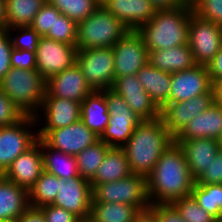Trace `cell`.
<instances>
[{
	"mask_svg": "<svg viewBox=\"0 0 222 222\" xmlns=\"http://www.w3.org/2000/svg\"><path fill=\"white\" fill-rule=\"evenodd\" d=\"M195 179L190 173L184 153L172 143L161 155L147 176V190L152 204H171L191 195Z\"/></svg>",
	"mask_w": 222,
	"mask_h": 222,
	"instance_id": "6da1fadb",
	"label": "cell"
},
{
	"mask_svg": "<svg viewBox=\"0 0 222 222\" xmlns=\"http://www.w3.org/2000/svg\"><path fill=\"white\" fill-rule=\"evenodd\" d=\"M174 143L161 117L142 120L122 147L132 174L147 177L162 153Z\"/></svg>",
	"mask_w": 222,
	"mask_h": 222,
	"instance_id": "7a4b0ae2",
	"label": "cell"
},
{
	"mask_svg": "<svg viewBox=\"0 0 222 222\" xmlns=\"http://www.w3.org/2000/svg\"><path fill=\"white\" fill-rule=\"evenodd\" d=\"M192 12L190 1L176 8L157 9L151 20L137 30L148 51L188 44Z\"/></svg>",
	"mask_w": 222,
	"mask_h": 222,
	"instance_id": "3957f363",
	"label": "cell"
},
{
	"mask_svg": "<svg viewBox=\"0 0 222 222\" xmlns=\"http://www.w3.org/2000/svg\"><path fill=\"white\" fill-rule=\"evenodd\" d=\"M0 89L24 115L41 120L38 109L46 93V80L36 69L11 67L0 81Z\"/></svg>",
	"mask_w": 222,
	"mask_h": 222,
	"instance_id": "277c9868",
	"label": "cell"
},
{
	"mask_svg": "<svg viewBox=\"0 0 222 222\" xmlns=\"http://www.w3.org/2000/svg\"><path fill=\"white\" fill-rule=\"evenodd\" d=\"M129 29L103 5L77 23V50L113 47Z\"/></svg>",
	"mask_w": 222,
	"mask_h": 222,
	"instance_id": "5b68a950",
	"label": "cell"
},
{
	"mask_svg": "<svg viewBox=\"0 0 222 222\" xmlns=\"http://www.w3.org/2000/svg\"><path fill=\"white\" fill-rule=\"evenodd\" d=\"M92 202L123 203L148 210L151 203L148 197L147 177L131 174L118 181L92 185Z\"/></svg>",
	"mask_w": 222,
	"mask_h": 222,
	"instance_id": "8992f818",
	"label": "cell"
},
{
	"mask_svg": "<svg viewBox=\"0 0 222 222\" xmlns=\"http://www.w3.org/2000/svg\"><path fill=\"white\" fill-rule=\"evenodd\" d=\"M105 101L110 117L100 140L109 147L122 148L142 119L130 109L124 98L112 88L105 89Z\"/></svg>",
	"mask_w": 222,
	"mask_h": 222,
	"instance_id": "52a82bcc",
	"label": "cell"
},
{
	"mask_svg": "<svg viewBox=\"0 0 222 222\" xmlns=\"http://www.w3.org/2000/svg\"><path fill=\"white\" fill-rule=\"evenodd\" d=\"M37 123L34 116L24 115L16 123L0 127V175L21 153L37 142L38 134L31 131Z\"/></svg>",
	"mask_w": 222,
	"mask_h": 222,
	"instance_id": "ba28073f",
	"label": "cell"
},
{
	"mask_svg": "<svg viewBox=\"0 0 222 222\" xmlns=\"http://www.w3.org/2000/svg\"><path fill=\"white\" fill-rule=\"evenodd\" d=\"M76 63L93 91L113 87L115 74L112 47L78 50Z\"/></svg>",
	"mask_w": 222,
	"mask_h": 222,
	"instance_id": "9c48e42d",
	"label": "cell"
},
{
	"mask_svg": "<svg viewBox=\"0 0 222 222\" xmlns=\"http://www.w3.org/2000/svg\"><path fill=\"white\" fill-rule=\"evenodd\" d=\"M188 44L195 63L207 66L222 47V26L202 19L192 12Z\"/></svg>",
	"mask_w": 222,
	"mask_h": 222,
	"instance_id": "30bf717a",
	"label": "cell"
},
{
	"mask_svg": "<svg viewBox=\"0 0 222 222\" xmlns=\"http://www.w3.org/2000/svg\"><path fill=\"white\" fill-rule=\"evenodd\" d=\"M37 134L49 147L73 156L100 140L81 119L63 128L37 130Z\"/></svg>",
	"mask_w": 222,
	"mask_h": 222,
	"instance_id": "8fae6325",
	"label": "cell"
},
{
	"mask_svg": "<svg viewBox=\"0 0 222 222\" xmlns=\"http://www.w3.org/2000/svg\"><path fill=\"white\" fill-rule=\"evenodd\" d=\"M77 47L41 36L36 52V70L47 81L76 63Z\"/></svg>",
	"mask_w": 222,
	"mask_h": 222,
	"instance_id": "7c38bea8",
	"label": "cell"
},
{
	"mask_svg": "<svg viewBox=\"0 0 222 222\" xmlns=\"http://www.w3.org/2000/svg\"><path fill=\"white\" fill-rule=\"evenodd\" d=\"M114 55L115 80L118 77L136 74L149 61V51L141 35L129 30L112 47Z\"/></svg>",
	"mask_w": 222,
	"mask_h": 222,
	"instance_id": "4fadbf2b",
	"label": "cell"
},
{
	"mask_svg": "<svg viewBox=\"0 0 222 222\" xmlns=\"http://www.w3.org/2000/svg\"><path fill=\"white\" fill-rule=\"evenodd\" d=\"M214 88L207 66L196 64L192 68L171 73L169 102L187 101Z\"/></svg>",
	"mask_w": 222,
	"mask_h": 222,
	"instance_id": "5bb4252c",
	"label": "cell"
},
{
	"mask_svg": "<svg viewBox=\"0 0 222 222\" xmlns=\"http://www.w3.org/2000/svg\"><path fill=\"white\" fill-rule=\"evenodd\" d=\"M53 205L64 208L79 219L90 217L92 186L80 175L70 179L59 178V190Z\"/></svg>",
	"mask_w": 222,
	"mask_h": 222,
	"instance_id": "9a60e30c",
	"label": "cell"
},
{
	"mask_svg": "<svg viewBox=\"0 0 222 222\" xmlns=\"http://www.w3.org/2000/svg\"><path fill=\"white\" fill-rule=\"evenodd\" d=\"M216 101L215 88L206 94L182 102H169L160 110L169 133L175 137L196 115L208 109Z\"/></svg>",
	"mask_w": 222,
	"mask_h": 222,
	"instance_id": "2e32d148",
	"label": "cell"
},
{
	"mask_svg": "<svg viewBox=\"0 0 222 222\" xmlns=\"http://www.w3.org/2000/svg\"><path fill=\"white\" fill-rule=\"evenodd\" d=\"M112 89L124 98L130 109L142 120L160 117V109L144 90L136 74L118 77Z\"/></svg>",
	"mask_w": 222,
	"mask_h": 222,
	"instance_id": "e0dca14e",
	"label": "cell"
},
{
	"mask_svg": "<svg viewBox=\"0 0 222 222\" xmlns=\"http://www.w3.org/2000/svg\"><path fill=\"white\" fill-rule=\"evenodd\" d=\"M44 171L41 138L24 153H21L5 171L3 176L29 190Z\"/></svg>",
	"mask_w": 222,
	"mask_h": 222,
	"instance_id": "ac0fdd59",
	"label": "cell"
},
{
	"mask_svg": "<svg viewBox=\"0 0 222 222\" xmlns=\"http://www.w3.org/2000/svg\"><path fill=\"white\" fill-rule=\"evenodd\" d=\"M46 92L53 97L82 102L93 92L77 63L46 81Z\"/></svg>",
	"mask_w": 222,
	"mask_h": 222,
	"instance_id": "d6986e66",
	"label": "cell"
},
{
	"mask_svg": "<svg viewBox=\"0 0 222 222\" xmlns=\"http://www.w3.org/2000/svg\"><path fill=\"white\" fill-rule=\"evenodd\" d=\"M101 5L134 31L149 22L157 10L150 0H101Z\"/></svg>",
	"mask_w": 222,
	"mask_h": 222,
	"instance_id": "ffe728a7",
	"label": "cell"
},
{
	"mask_svg": "<svg viewBox=\"0 0 222 222\" xmlns=\"http://www.w3.org/2000/svg\"><path fill=\"white\" fill-rule=\"evenodd\" d=\"M222 134V105L215 101L208 109L196 115L174 137V140L211 138L219 140Z\"/></svg>",
	"mask_w": 222,
	"mask_h": 222,
	"instance_id": "44dd1931",
	"label": "cell"
},
{
	"mask_svg": "<svg viewBox=\"0 0 222 222\" xmlns=\"http://www.w3.org/2000/svg\"><path fill=\"white\" fill-rule=\"evenodd\" d=\"M81 103L70 99L57 98L45 93L40 110L45 118V125L39 130L63 128L80 120Z\"/></svg>",
	"mask_w": 222,
	"mask_h": 222,
	"instance_id": "7402d4cb",
	"label": "cell"
},
{
	"mask_svg": "<svg viewBox=\"0 0 222 222\" xmlns=\"http://www.w3.org/2000/svg\"><path fill=\"white\" fill-rule=\"evenodd\" d=\"M182 149L190 173L196 179L215 158L219 148L218 140L211 138H195L174 140Z\"/></svg>",
	"mask_w": 222,
	"mask_h": 222,
	"instance_id": "603a6c76",
	"label": "cell"
},
{
	"mask_svg": "<svg viewBox=\"0 0 222 222\" xmlns=\"http://www.w3.org/2000/svg\"><path fill=\"white\" fill-rule=\"evenodd\" d=\"M29 208L28 190L0 175V219L17 220Z\"/></svg>",
	"mask_w": 222,
	"mask_h": 222,
	"instance_id": "cb8c5ba5",
	"label": "cell"
},
{
	"mask_svg": "<svg viewBox=\"0 0 222 222\" xmlns=\"http://www.w3.org/2000/svg\"><path fill=\"white\" fill-rule=\"evenodd\" d=\"M136 76L160 110L169 103L171 73L155 68L148 62L136 73Z\"/></svg>",
	"mask_w": 222,
	"mask_h": 222,
	"instance_id": "d4e9b609",
	"label": "cell"
},
{
	"mask_svg": "<svg viewBox=\"0 0 222 222\" xmlns=\"http://www.w3.org/2000/svg\"><path fill=\"white\" fill-rule=\"evenodd\" d=\"M109 117L105 89L93 91L81 102L80 119L97 136L101 137L104 133Z\"/></svg>",
	"mask_w": 222,
	"mask_h": 222,
	"instance_id": "484cf974",
	"label": "cell"
},
{
	"mask_svg": "<svg viewBox=\"0 0 222 222\" xmlns=\"http://www.w3.org/2000/svg\"><path fill=\"white\" fill-rule=\"evenodd\" d=\"M149 63L162 71L174 73L196 65L189 44L149 51Z\"/></svg>",
	"mask_w": 222,
	"mask_h": 222,
	"instance_id": "4316f807",
	"label": "cell"
},
{
	"mask_svg": "<svg viewBox=\"0 0 222 222\" xmlns=\"http://www.w3.org/2000/svg\"><path fill=\"white\" fill-rule=\"evenodd\" d=\"M131 174L129 162L123 149L110 147L90 184L92 186L118 181L127 178Z\"/></svg>",
	"mask_w": 222,
	"mask_h": 222,
	"instance_id": "83f0119b",
	"label": "cell"
},
{
	"mask_svg": "<svg viewBox=\"0 0 222 222\" xmlns=\"http://www.w3.org/2000/svg\"><path fill=\"white\" fill-rule=\"evenodd\" d=\"M41 151L44 170L60 179L79 176L76 157L49 147L41 139Z\"/></svg>",
	"mask_w": 222,
	"mask_h": 222,
	"instance_id": "f1b7e54d",
	"label": "cell"
},
{
	"mask_svg": "<svg viewBox=\"0 0 222 222\" xmlns=\"http://www.w3.org/2000/svg\"><path fill=\"white\" fill-rule=\"evenodd\" d=\"M47 0H4L5 27L30 26Z\"/></svg>",
	"mask_w": 222,
	"mask_h": 222,
	"instance_id": "f546056e",
	"label": "cell"
},
{
	"mask_svg": "<svg viewBox=\"0 0 222 222\" xmlns=\"http://www.w3.org/2000/svg\"><path fill=\"white\" fill-rule=\"evenodd\" d=\"M140 212L130 204L92 202L90 217L95 222H134Z\"/></svg>",
	"mask_w": 222,
	"mask_h": 222,
	"instance_id": "4dcf8cb0",
	"label": "cell"
},
{
	"mask_svg": "<svg viewBox=\"0 0 222 222\" xmlns=\"http://www.w3.org/2000/svg\"><path fill=\"white\" fill-rule=\"evenodd\" d=\"M58 190L59 178L44 170L35 184L28 190L30 207L40 208L52 204Z\"/></svg>",
	"mask_w": 222,
	"mask_h": 222,
	"instance_id": "1f68e13d",
	"label": "cell"
},
{
	"mask_svg": "<svg viewBox=\"0 0 222 222\" xmlns=\"http://www.w3.org/2000/svg\"><path fill=\"white\" fill-rule=\"evenodd\" d=\"M109 148L105 142L99 140L77 154L75 157L79 175L90 182L102 164Z\"/></svg>",
	"mask_w": 222,
	"mask_h": 222,
	"instance_id": "d6a6232c",
	"label": "cell"
},
{
	"mask_svg": "<svg viewBox=\"0 0 222 222\" xmlns=\"http://www.w3.org/2000/svg\"><path fill=\"white\" fill-rule=\"evenodd\" d=\"M191 196L215 219L222 215V184H194Z\"/></svg>",
	"mask_w": 222,
	"mask_h": 222,
	"instance_id": "836d02e7",
	"label": "cell"
},
{
	"mask_svg": "<svg viewBox=\"0 0 222 222\" xmlns=\"http://www.w3.org/2000/svg\"><path fill=\"white\" fill-rule=\"evenodd\" d=\"M76 23L83 21L101 5V0H47Z\"/></svg>",
	"mask_w": 222,
	"mask_h": 222,
	"instance_id": "e575fe53",
	"label": "cell"
},
{
	"mask_svg": "<svg viewBox=\"0 0 222 222\" xmlns=\"http://www.w3.org/2000/svg\"><path fill=\"white\" fill-rule=\"evenodd\" d=\"M186 222H214L215 218L205 211L190 195L171 203Z\"/></svg>",
	"mask_w": 222,
	"mask_h": 222,
	"instance_id": "d590c367",
	"label": "cell"
},
{
	"mask_svg": "<svg viewBox=\"0 0 222 222\" xmlns=\"http://www.w3.org/2000/svg\"><path fill=\"white\" fill-rule=\"evenodd\" d=\"M45 37L76 46L77 23L60 13L55 17L53 29H49Z\"/></svg>",
	"mask_w": 222,
	"mask_h": 222,
	"instance_id": "8d00e7d4",
	"label": "cell"
},
{
	"mask_svg": "<svg viewBox=\"0 0 222 222\" xmlns=\"http://www.w3.org/2000/svg\"><path fill=\"white\" fill-rule=\"evenodd\" d=\"M19 30L14 37L10 35L12 41V47L18 50H27L33 53L37 52V45L41 38V35L34 30L31 26H18L13 28H7V31Z\"/></svg>",
	"mask_w": 222,
	"mask_h": 222,
	"instance_id": "74e56055",
	"label": "cell"
},
{
	"mask_svg": "<svg viewBox=\"0 0 222 222\" xmlns=\"http://www.w3.org/2000/svg\"><path fill=\"white\" fill-rule=\"evenodd\" d=\"M193 13L222 26V0H190Z\"/></svg>",
	"mask_w": 222,
	"mask_h": 222,
	"instance_id": "f35d334b",
	"label": "cell"
},
{
	"mask_svg": "<svg viewBox=\"0 0 222 222\" xmlns=\"http://www.w3.org/2000/svg\"><path fill=\"white\" fill-rule=\"evenodd\" d=\"M60 13L61 12L56 7L47 1L46 4L38 11L30 26L41 36H45L49 29H53L55 17H58Z\"/></svg>",
	"mask_w": 222,
	"mask_h": 222,
	"instance_id": "ab89813d",
	"label": "cell"
},
{
	"mask_svg": "<svg viewBox=\"0 0 222 222\" xmlns=\"http://www.w3.org/2000/svg\"><path fill=\"white\" fill-rule=\"evenodd\" d=\"M195 183L198 185L222 184V149L217 151L215 158L195 179Z\"/></svg>",
	"mask_w": 222,
	"mask_h": 222,
	"instance_id": "60d3db41",
	"label": "cell"
},
{
	"mask_svg": "<svg viewBox=\"0 0 222 222\" xmlns=\"http://www.w3.org/2000/svg\"><path fill=\"white\" fill-rule=\"evenodd\" d=\"M23 116L24 114L0 89V127L14 124Z\"/></svg>",
	"mask_w": 222,
	"mask_h": 222,
	"instance_id": "b9f144b4",
	"label": "cell"
},
{
	"mask_svg": "<svg viewBox=\"0 0 222 222\" xmlns=\"http://www.w3.org/2000/svg\"><path fill=\"white\" fill-rule=\"evenodd\" d=\"M10 34L7 29L0 31V81L11 69L10 57L13 47Z\"/></svg>",
	"mask_w": 222,
	"mask_h": 222,
	"instance_id": "7bdbcfd3",
	"label": "cell"
},
{
	"mask_svg": "<svg viewBox=\"0 0 222 222\" xmlns=\"http://www.w3.org/2000/svg\"><path fill=\"white\" fill-rule=\"evenodd\" d=\"M46 222H79V218L64 208L57 207L53 204L45 205L39 208Z\"/></svg>",
	"mask_w": 222,
	"mask_h": 222,
	"instance_id": "ee69618b",
	"label": "cell"
},
{
	"mask_svg": "<svg viewBox=\"0 0 222 222\" xmlns=\"http://www.w3.org/2000/svg\"><path fill=\"white\" fill-rule=\"evenodd\" d=\"M149 210L158 222H186L172 204H152Z\"/></svg>",
	"mask_w": 222,
	"mask_h": 222,
	"instance_id": "f6af8a7d",
	"label": "cell"
},
{
	"mask_svg": "<svg viewBox=\"0 0 222 222\" xmlns=\"http://www.w3.org/2000/svg\"><path fill=\"white\" fill-rule=\"evenodd\" d=\"M11 67L17 69H36V53L13 48L11 52Z\"/></svg>",
	"mask_w": 222,
	"mask_h": 222,
	"instance_id": "bcb514c9",
	"label": "cell"
},
{
	"mask_svg": "<svg viewBox=\"0 0 222 222\" xmlns=\"http://www.w3.org/2000/svg\"><path fill=\"white\" fill-rule=\"evenodd\" d=\"M207 68L214 86L222 81V47L213 60L207 65Z\"/></svg>",
	"mask_w": 222,
	"mask_h": 222,
	"instance_id": "7dc6e473",
	"label": "cell"
},
{
	"mask_svg": "<svg viewBox=\"0 0 222 222\" xmlns=\"http://www.w3.org/2000/svg\"><path fill=\"white\" fill-rule=\"evenodd\" d=\"M15 222H46V219L39 208L30 207Z\"/></svg>",
	"mask_w": 222,
	"mask_h": 222,
	"instance_id": "c3c4849f",
	"label": "cell"
},
{
	"mask_svg": "<svg viewBox=\"0 0 222 222\" xmlns=\"http://www.w3.org/2000/svg\"><path fill=\"white\" fill-rule=\"evenodd\" d=\"M156 9H170L179 7L187 2V0H150Z\"/></svg>",
	"mask_w": 222,
	"mask_h": 222,
	"instance_id": "681fc988",
	"label": "cell"
},
{
	"mask_svg": "<svg viewBox=\"0 0 222 222\" xmlns=\"http://www.w3.org/2000/svg\"><path fill=\"white\" fill-rule=\"evenodd\" d=\"M134 222H158L154 214L148 209L141 211L135 218Z\"/></svg>",
	"mask_w": 222,
	"mask_h": 222,
	"instance_id": "f907efd6",
	"label": "cell"
},
{
	"mask_svg": "<svg viewBox=\"0 0 222 222\" xmlns=\"http://www.w3.org/2000/svg\"><path fill=\"white\" fill-rule=\"evenodd\" d=\"M4 0H0V31L5 30Z\"/></svg>",
	"mask_w": 222,
	"mask_h": 222,
	"instance_id": "816d5d0a",
	"label": "cell"
},
{
	"mask_svg": "<svg viewBox=\"0 0 222 222\" xmlns=\"http://www.w3.org/2000/svg\"><path fill=\"white\" fill-rule=\"evenodd\" d=\"M216 101L222 105V81L215 85Z\"/></svg>",
	"mask_w": 222,
	"mask_h": 222,
	"instance_id": "f5cc1de1",
	"label": "cell"
},
{
	"mask_svg": "<svg viewBox=\"0 0 222 222\" xmlns=\"http://www.w3.org/2000/svg\"><path fill=\"white\" fill-rule=\"evenodd\" d=\"M79 222H95L91 217L80 219Z\"/></svg>",
	"mask_w": 222,
	"mask_h": 222,
	"instance_id": "db71d44e",
	"label": "cell"
},
{
	"mask_svg": "<svg viewBox=\"0 0 222 222\" xmlns=\"http://www.w3.org/2000/svg\"><path fill=\"white\" fill-rule=\"evenodd\" d=\"M0 222H15L13 219H0Z\"/></svg>",
	"mask_w": 222,
	"mask_h": 222,
	"instance_id": "11a10c76",
	"label": "cell"
},
{
	"mask_svg": "<svg viewBox=\"0 0 222 222\" xmlns=\"http://www.w3.org/2000/svg\"><path fill=\"white\" fill-rule=\"evenodd\" d=\"M218 142H219V148L222 149V134H221V137L219 138Z\"/></svg>",
	"mask_w": 222,
	"mask_h": 222,
	"instance_id": "9f6ffc18",
	"label": "cell"
},
{
	"mask_svg": "<svg viewBox=\"0 0 222 222\" xmlns=\"http://www.w3.org/2000/svg\"><path fill=\"white\" fill-rule=\"evenodd\" d=\"M214 222H222V215L221 216H219L217 219H215V221Z\"/></svg>",
	"mask_w": 222,
	"mask_h": 222,
	"instance_id": "6f0895ef",
	"label": "cell"
}]
</instances>
